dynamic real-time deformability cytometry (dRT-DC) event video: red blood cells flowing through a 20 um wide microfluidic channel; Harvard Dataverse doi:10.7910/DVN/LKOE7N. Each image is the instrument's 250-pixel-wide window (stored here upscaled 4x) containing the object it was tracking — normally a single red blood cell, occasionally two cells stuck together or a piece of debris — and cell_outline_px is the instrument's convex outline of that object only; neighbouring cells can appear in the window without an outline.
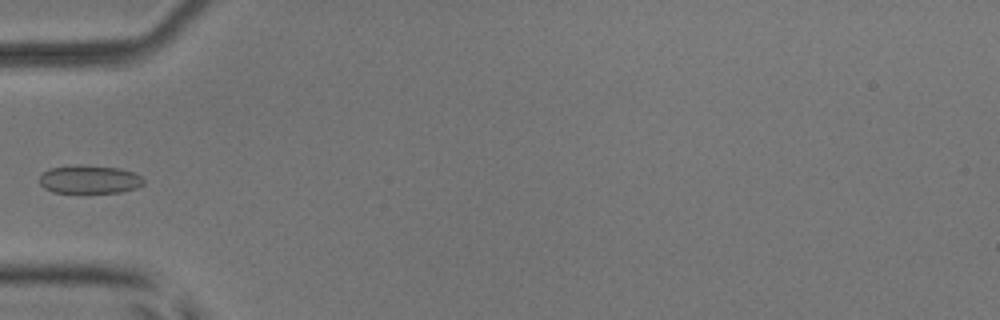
{"species": "common noctule bat (a hibernating species)", "species_latin": "Nyctalus noctula", "temperature_condition": "room temperature", "stored_images_in_passage": 6, "camera_frame_rate_fps": 3000, "um_per_image_px": 0.085, "animal": {"sex": "male", "body_mass_g": 17.9, "forearm_length_mm": 54.2}, "frame": {"image": 1, "passage_image": 4, "time_ms": 4.667, "image_size_px": [1000, 320], "cell_outline_px": [[144, 184], [136, 188], [120, 192], [52, 192], [44, 188], [40, 184], [40, 176], [44, 172], [52, 168], [80, 164], [120, 168], [132, 172], [140, 176], [144, 180]], "centroid_in_image_um": [7.61, 15.24], "position_along_channel_um": 77.4, "area_um2": 17.05}}
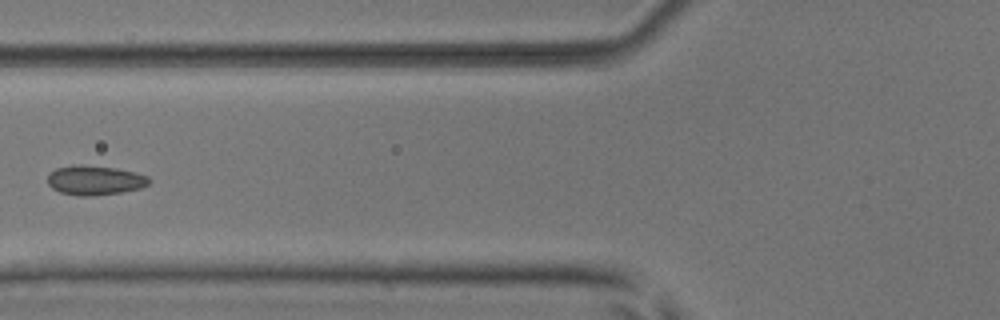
{"frame": {"image": 2, "passage_image": 5, "time_ms": 5.667, "image_size_px": [1000, 320], "cell_outline_px": [[152, 180], [148, 184], [140, 188], [120, 192], [88, 196], [76, 196], [60, 192], [52, 188], [48, 184], [48, 176], [56, 168], [80, 164], [116, 168], [136, 172], [148, 176]], "centroid_in_image_um": [8.08, 15.32], "position_along_channel_um": 117.7, "area_um2": 17.4}}
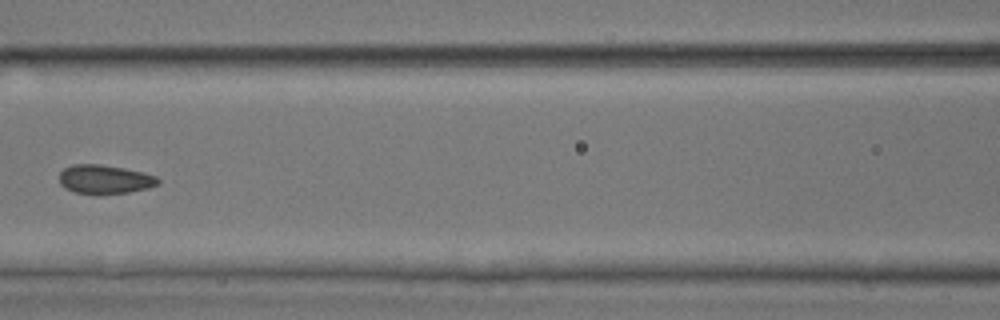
{"frame": {"image": 3, "passage_image": 6, "time_ms": 6.667, "image_size_px": [1000, 320], "cell_outline_px": [[160, 184], [148, 188], [128, 192], [96, 196], [76, 192], [64, 188], [60, 184], [60, 172], [64, 168], [72, 164], [100, 164], [124, 168], [156, 176], [160, 180]], "centroid_in_image_um": [8.88, 15.26], "position_along_channel_um": 157.7, "area_um2": 16.94}}